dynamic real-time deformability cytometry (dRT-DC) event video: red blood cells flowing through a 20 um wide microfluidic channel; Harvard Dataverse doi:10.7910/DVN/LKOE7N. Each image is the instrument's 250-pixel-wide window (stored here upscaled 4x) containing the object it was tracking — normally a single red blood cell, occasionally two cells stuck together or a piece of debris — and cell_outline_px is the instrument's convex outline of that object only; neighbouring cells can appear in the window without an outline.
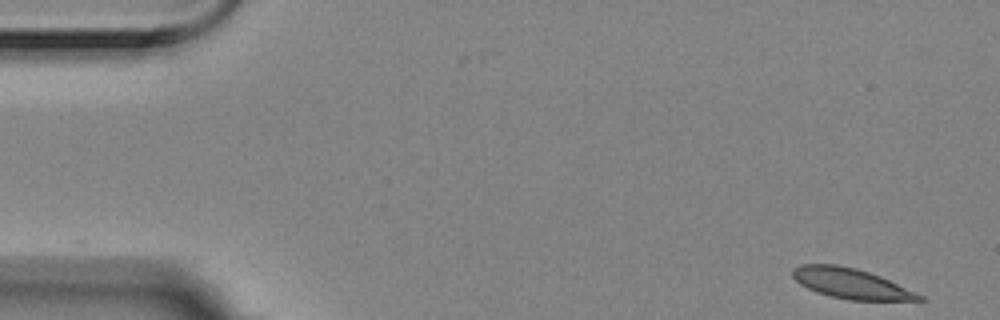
{"species": "Egyptian fruit bat (a non-hibernating species)", "species_latin": "Rousettus aegyptiacus", "temperature_condition": "room temperature", "stored_images_in_passage": 6, "camera_frame_rate_fps": 3000, "um_per_image_px": 0.085, "animal": {"sex": "female"}, "frame": {"image": 1, "passage_image": 1, "time_ms": 0.0, "image_size_px": [1000, 320], "cell_outline_px": [[928, 300], [848, 300], [816, 292], [800, 284], [792, 276], [792, 268], [800, 264], [836, 264], [856, 268], [880, 276], [924, 296]], "centroid_in_image_um": [72.31, 24.09], "position_along_channel_um": 12.7, "area_um2": 22.14}}
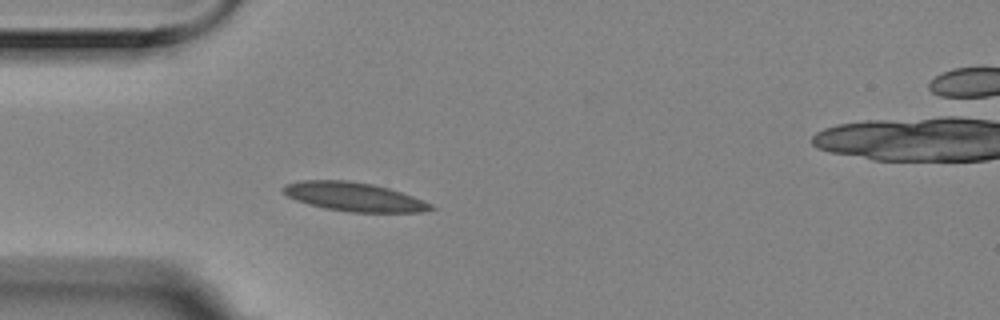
{"frame": {"image": 2, "passage_image": 5, "time_ms": 1.333, "image_size_px": [1000, 320], "cell_outline_px": [[436, 208], [424, 212], [348, 212], [324, 208], [308, 204], [296, 200], [288, 196], [280, 188], [284, 184], [300, 180], [348, 180], [372, 184], [388, 188], [412, 196], [432, 204]], "centroid_in_image_um": [30.06, 16.73], "position_along_channel_um": 54.9, "area_um2": 24.85}}